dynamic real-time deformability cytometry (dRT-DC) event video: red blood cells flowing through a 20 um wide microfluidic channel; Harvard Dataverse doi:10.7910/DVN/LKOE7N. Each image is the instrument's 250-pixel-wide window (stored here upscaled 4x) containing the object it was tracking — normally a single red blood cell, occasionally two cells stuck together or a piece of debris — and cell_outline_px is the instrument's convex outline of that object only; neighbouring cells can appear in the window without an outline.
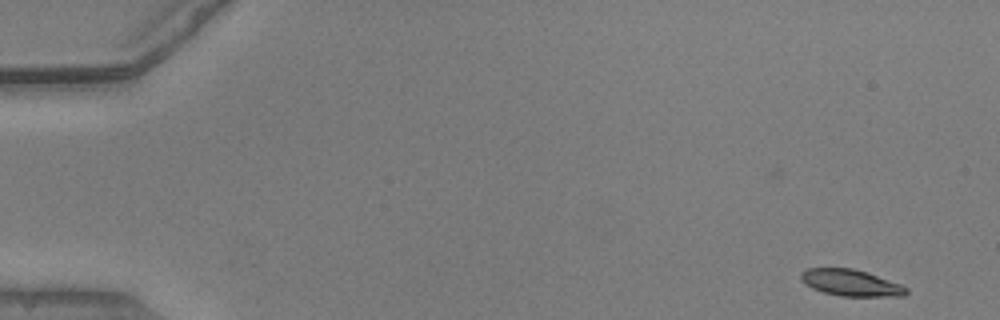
{"species": "common noctule bat (a hibernating species)", "species_latin": "Nyctalus noctula", "temperature_condition": "warm", "stored_images_in_passage": 51, "camera_frame_rate_fps": 3000, "um_per_image_px": 0.085, "animal": {"sex": "male", "body_mass_g": 20.5, "forearm_length_mm": 52.5}, "frame": {"image": 1, "passage_image": 1, "time_ms": 0.0, "image_size_px": [1000, 320], "cell_outline_px": [[908, 292], [904, 296], [840, 296], [824, 292], [812, 288], [800, 276], [800, 272], [808, 268], [852, 268], [868, 272], [900, 284], [908, 288]], "centroid_in_image_um": [72.36, 24.03], "position_along_channel_um": 12.6, "area_um2": 16.13}}
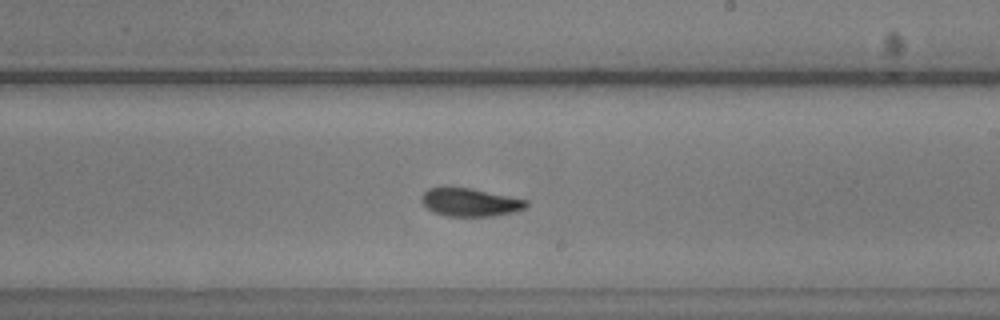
{"frame": {"image": 2, "passage_image": 30, "time_ms": 9.667, "image_size_px": [1000, 320], "cell_outline_px": [[528, 204], [524, 208], [516, 212], [492, 216], [448, 216], [432, 212], [420, 200], [420, 196], [428, 188], [444, 184], [472, 188], [528, 200]], "centroid_in_image_um": [39.9, 17.15], "position_along_channel_um": 249.1, "area_um2": 17.74}}
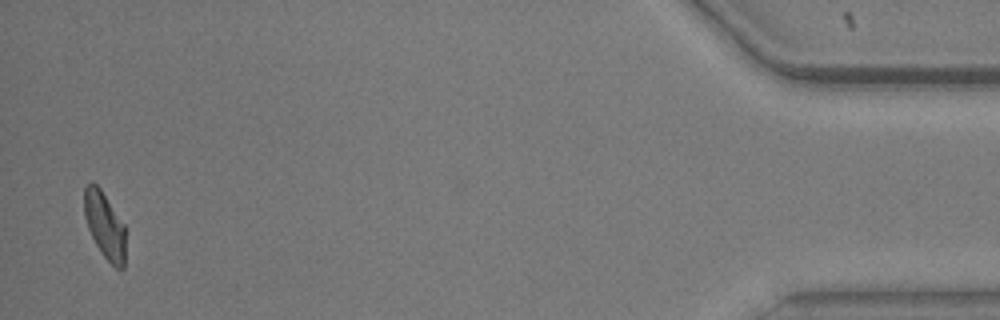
{"frame": {"image": 3, "passage_image": 50, "time_ms": 16.333, "image_size_px": [1000, 320], "cell_outline_px": [[124, 268], [120, 272], [100, 252], [88, 228], [84, 216], [84, 188], [88, 184], [96, 184], [100, 188], [124, 224]], "centroid_in_image_um": [8.89, 19.18], "position_along_channel_um": 426.3, "area_um2": 15.78}, "authors_computed_cell_mechanics": {"area_um2": 17.2244, "velocity_mm_per_s": 3.8784, "shape_relaxation_time_tau1_ms": 2.9405, "shape_relaxation_time_tau2_ms": 4.7178, "deformation_change_tau1": 0.1504, "deformation_change_tau2": 0.0931}}